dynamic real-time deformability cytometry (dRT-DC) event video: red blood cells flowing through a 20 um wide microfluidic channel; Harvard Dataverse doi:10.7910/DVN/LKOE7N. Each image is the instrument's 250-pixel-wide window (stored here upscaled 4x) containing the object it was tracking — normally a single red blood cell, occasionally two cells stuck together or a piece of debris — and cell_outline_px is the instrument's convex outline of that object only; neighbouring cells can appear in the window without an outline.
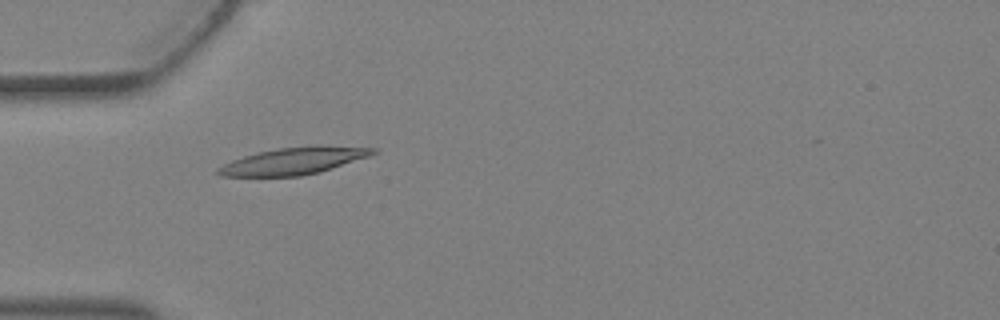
{"species": "Egyptian fruit bat (a non-hibernating species)", "species_latin": "Rousettus aegyptiacus", "temperature_condition": "warm", "stored_images_in_passage": 4, "camera_frame_rate_fps": 3000, "um_per_image_px": 0.085, "animal": {"sex": "female"}, "frame": {"image": 1, "passage_image": 4, "time_ms": 1.0, "image_size_px": [1000, 320], "cell_outline_px": [[376, 152], [368, 156], [320, 172], [300, 176], [220, 176], [216, 172], [216, 168], [232, 160], [244, 156], [260, 152], [280, 148], [316, 144], [320, 144], [376, 148]], "centroid_in_image_um": [24.97, 13.66], "position_along_channel_um": 60.0, "area_um2": 24.33}}